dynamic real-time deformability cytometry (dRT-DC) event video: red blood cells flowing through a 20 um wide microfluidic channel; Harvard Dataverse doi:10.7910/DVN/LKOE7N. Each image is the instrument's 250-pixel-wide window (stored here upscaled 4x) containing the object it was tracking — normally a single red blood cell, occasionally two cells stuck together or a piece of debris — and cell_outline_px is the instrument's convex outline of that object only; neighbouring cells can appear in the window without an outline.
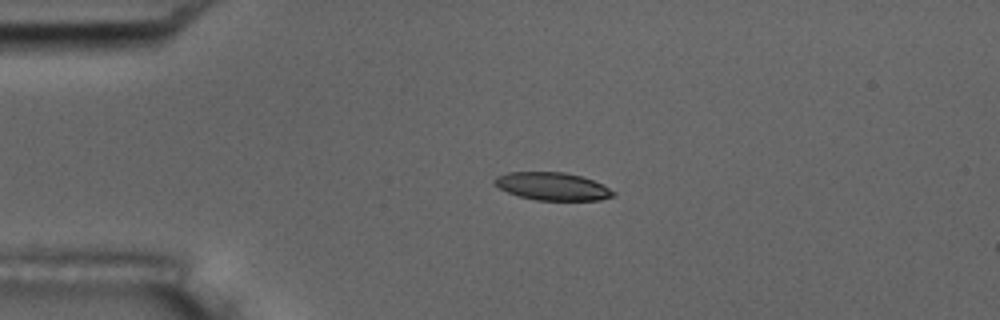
{"species": "common noctule bat (a hibernating species)", "species_latin": "Nyctalus noctula", "temperature_condition": "room temperature", "stored_images_in_passage": 45, "camera_frame_rate_fps": 3000, "um_per_image_px": 0.085, "animal": {"sex": "male", "body_mass_g": 17.5, "forearm_length_mm": 52.3}, "frame": {"image": 1, "passage_image": 3, "time_ms": 0.667, "image_size_px": [1000, 320], "cell_outline_px": [[616, 196], [600, 200], [536, 200], [520, 196], [508, 192], [492, 184], [492, 180], [496, 176], [508, 172], [564, 172], [580, 176], [592, 180], [616, 192]], "centroid_in_image_um": [46.93, 15.84], "position_along_channel_um": 38.1, "area_um2": 19.19}}
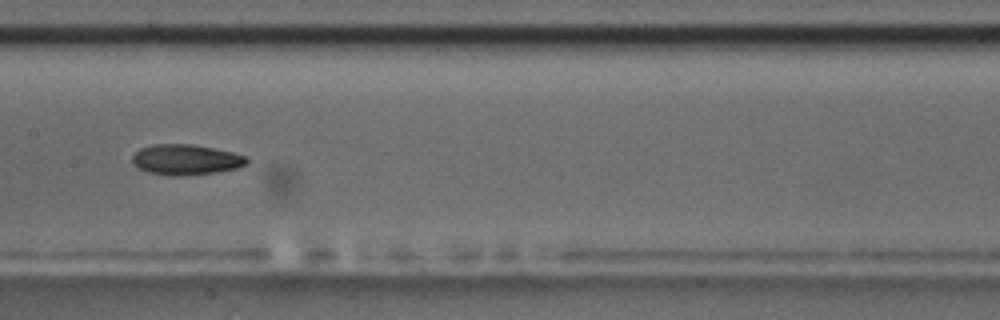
{"frame": {"image": 2, "passage_image": 18, "time_ms": 5.667, "image_size_px": [1000, 320], "cell_outline_px": [[248, 164], [236, 168], [216, 172], [184, 176], [168, 176], [148, 172], [136, 168], [132, 164], [132, 156], [140, 148], [152, 144], [192, 144], [232, 152], [248, 156]], "centroid_in_image_um": [15.77, 13.58], "position_along_channel_um": 191.6, "area_um2": 20.58}}
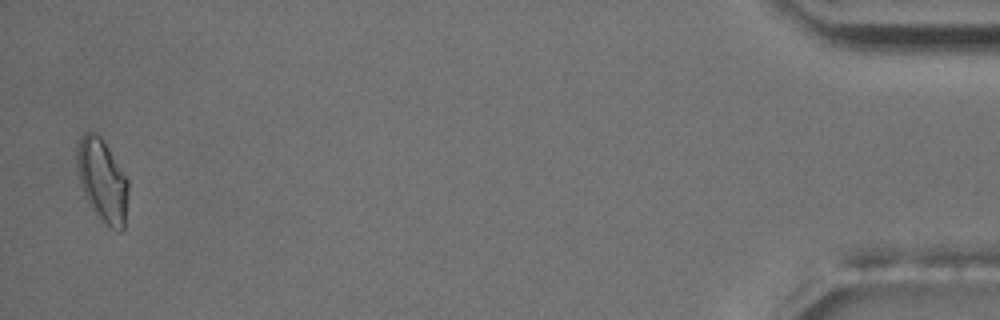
{"frame": {"image": 3, "passage_image": 44, "time_ms": 14.333, "image_size_px": [1000, 320], "cell_outline_px": [[128, 192], [124, 228], [120, 232], [112, 228], [96, 212], [84, 196], [80, 184], [76, 164], [76, 148], [80, 136], [84, 132], [92, 132], [100, 136], [104, 140], [128, 180]], "centroid_in_image_um": [8.68, 15.28], "position_along_channel_um": 426.5, "area_um2": 24.57}, "authors_computed_cell_mechanics": {"area_um2": 20.23, "velocity_mm_per_s": 3.7228, "shape_relaxation_time_tau1_ms": 2.6573, "shape_relaxation_time_tau2_ms": 4.6575, "deformation_change_tau1": 0.1229, "deformation_change_tau2": 0.1041}}